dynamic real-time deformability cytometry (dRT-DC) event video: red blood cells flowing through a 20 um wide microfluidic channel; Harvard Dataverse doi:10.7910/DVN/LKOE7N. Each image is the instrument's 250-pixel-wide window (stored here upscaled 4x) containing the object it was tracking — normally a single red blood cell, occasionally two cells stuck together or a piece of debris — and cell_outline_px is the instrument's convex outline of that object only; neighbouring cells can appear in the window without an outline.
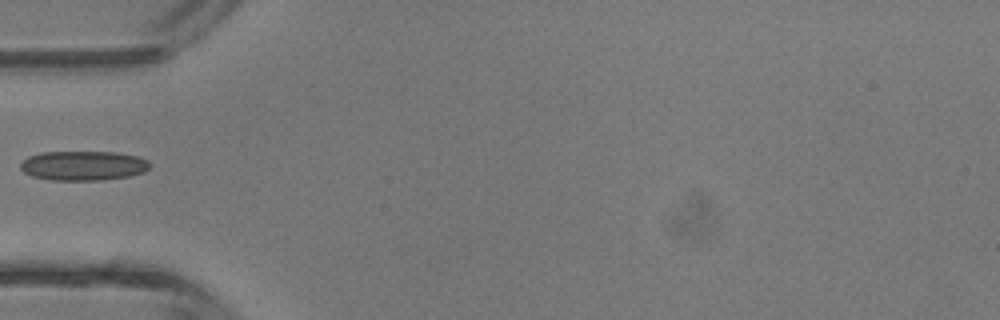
{"species": "common noctule bat (a hibernating species)", "species_latin": "Nyctalus noctula", "temperature_condition": "room temperature", "stored_images_in_passage": 5, "camera_frame_rate_fps": 3000, "um_per_image_px": 0.085, "animal": {"sex": "male", "body_mass_g": 13.3}, "frame": {"image": 1, "passage_image": 5, "time_ms": 4.667, "image_size_px": [1000, 320], "cell_outline_px": [[152, 164], [144, 172], [128, 176], [100, 180], [52, 180], [32, 176], [24, 172], [20, 168], [20, 164], [28, 156], [40, 152], [116, 152], [136, 156], [148, 160]], "centroid_in_image_um": [7.07, 14.07], "position_along_channel_um": 77.9, "area_um2": 22.25}}